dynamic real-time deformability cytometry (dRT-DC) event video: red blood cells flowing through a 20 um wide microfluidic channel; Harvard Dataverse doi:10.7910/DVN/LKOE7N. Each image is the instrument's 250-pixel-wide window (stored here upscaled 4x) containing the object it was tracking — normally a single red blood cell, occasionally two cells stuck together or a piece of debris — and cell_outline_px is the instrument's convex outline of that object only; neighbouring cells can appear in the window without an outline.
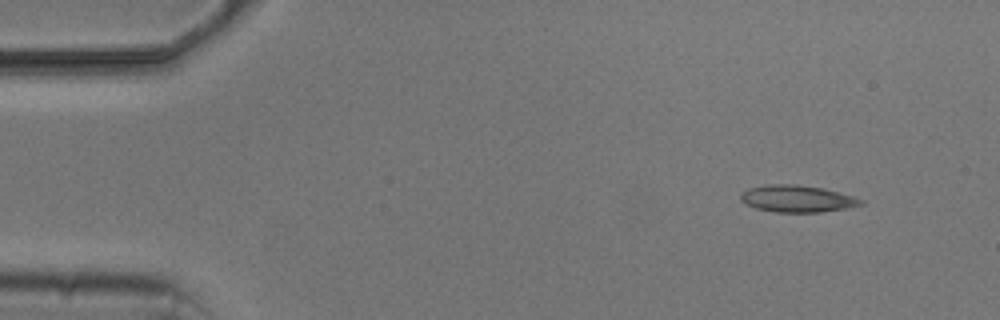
{"species": "common noctule bat (a hibernating species)", "species_latin": "Nyctalus noctula", "temperature_condition": "cold", "stored_images_in_passage": 4, "camera_frame_rate_fps": 3000, "um_per_image_px": 0.085, "animal": {"sex": "male", "body_mass_g": 20.5, "forearm_length_mm": 52.5}, "frame": {"image": 1, "passage_image": 1, "time_ms": 0.0, "image_size_px": [1000, 320], "cell_outline_px": [[864, 204], [844, 208], [820, 212], [776, 212], [756, 208], [740, 200], [740, 196], [748, 188], [768, 184], [792, 184], [824, 188], [852, 196], [864, 200]], "centroid_in_image_um": [67.76, 16.88], "position_along_channel_um": 17.2, "area_um2": 18.61}}
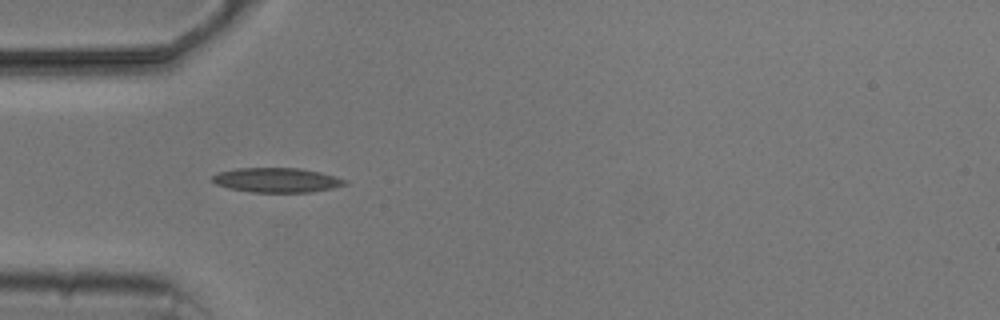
{"frame": {"image": 2, "passage_image": 3, "time_ms": 3.667, "image_size_px": [1000, 320], "cell_outline_px": [[348, 184], [332, 188], [312, 192], [252, 192], [228, 188], [216, 184], [212, 180], [212, 176], [220, 172], [236, 168], [300, 168], [320, 172], [336, 176], [348, 180]], "centroid_in_image_um": [23.56, 15.31], "position_along_channel_um": 61.4, "area_um2": 19.02}}
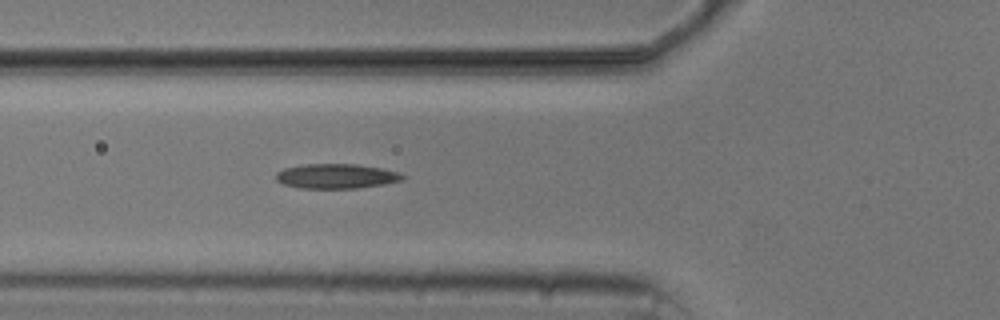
{"frame": {"image": 3, "passage_image": 4, "time_ms": 4.667, "image_size_px": [1000, 320], "cell_outline_px": [[408, 176], [404, 180], [384, 184], [356, 188], [300, 188], [284, 184], [276, 180], [276, 172], [284, 168], [304, 164], [356, 164], [384, 168], [400, 172]], "centroid_in_image_um": [28.65, 14.96], "position_along_channel_um": 97.2, "area_um2": 18.44}}